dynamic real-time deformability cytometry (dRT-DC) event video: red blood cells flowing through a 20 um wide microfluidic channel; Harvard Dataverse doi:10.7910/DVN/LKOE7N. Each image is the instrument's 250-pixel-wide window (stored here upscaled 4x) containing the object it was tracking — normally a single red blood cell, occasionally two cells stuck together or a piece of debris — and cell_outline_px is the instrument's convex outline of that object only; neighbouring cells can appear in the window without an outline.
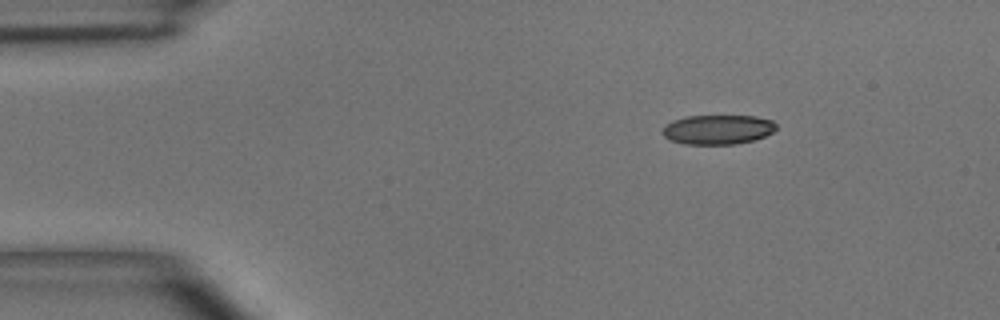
{"species": "common noctule bat (a hibernating species)", "species_latin": "Nyctalus noctula", "temperature_condition": "room temperature", "stored_images_in_passage": 3, "camera_frame_rate_fps": 3000, "um_per_image_px": 0.085, "animal": {"sex": "male", "body_mass_g": 15.6}, "frame": {"image": 1, "passage_image": 1, "time_ms": 0.0, "image_size_px": [1000, 320], "cell_outline_px": [[776, 128], [772, 132], [764, 136], [752, 140], [736, 144], [684, 144], [672, 140], [664, 136], [660, 132], [672, 120], [688, 116], [756, 116], [772, 120], [776, 124]], "centroid_in_image_um": [61.01, 11.01], "position_along_channel_um": 24.0, "area_um2": 19.42}}
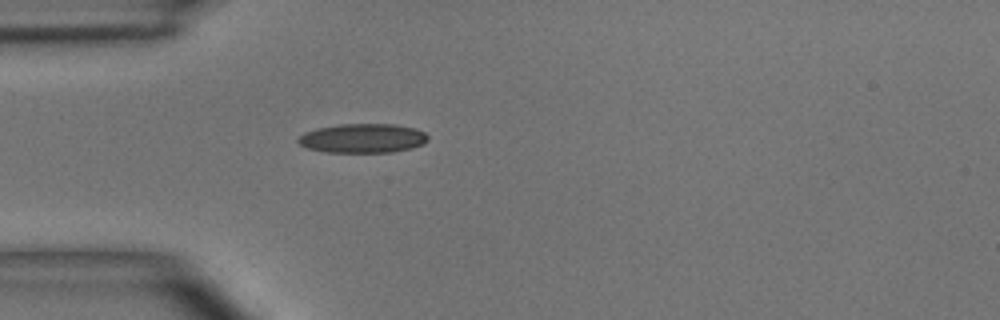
{"frame": {"image": 2, "passage_image": 3, "time_ms": 2.333, "image_size_px": [1000, 320], "cell_outline_px": [[428, 140], [424, 144], [412, 148], [392, 152], [324, 152], [308, 148], [300, 144], [296, 140], [304, 132], [316, 128], [340, 124], [396, 124], [416, 128], [424, 132], [428, 136]], "centroid_in_image_um": [30.85, 11.75], "position_along_channel_um": 54.2, "area_um2": 22.25}}